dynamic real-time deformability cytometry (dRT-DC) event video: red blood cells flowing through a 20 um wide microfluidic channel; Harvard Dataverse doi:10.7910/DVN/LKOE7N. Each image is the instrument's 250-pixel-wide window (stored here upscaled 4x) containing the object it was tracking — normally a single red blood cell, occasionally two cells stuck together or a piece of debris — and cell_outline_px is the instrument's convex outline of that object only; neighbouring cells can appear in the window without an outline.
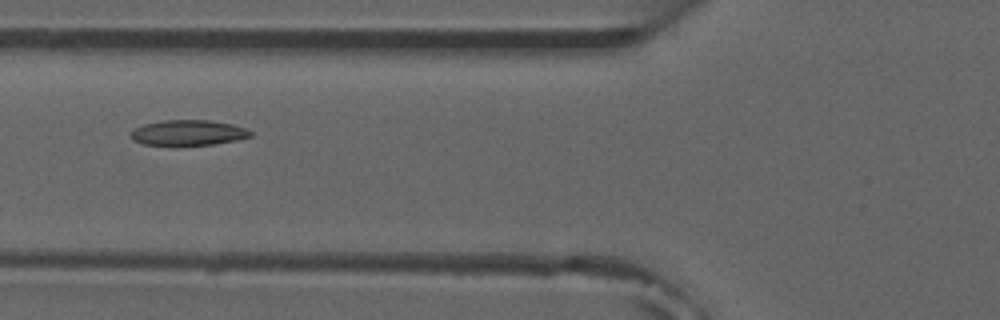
{"species": "common noctule bat (a hibernating species)", "species_latin": "Nyctalus noctula", "temperature_condition": "room temperature", "stored_images_in_passage": 6, "camera_frame_rate_fps": 3000, "um_per_image_px": 0.085, "animal": {"sex": "male", "forearm_length_mm": 52.5}, "frame": {"image": 1, "passage_image": 6, "time_ms": 6.333, "image_size_px": [1000, 320], "cell_outline_px": [[252, 136], [236, 140], [212, 144], [176, 148], [144, 144], [132, 140], [128, 132], [132, 128], [144, 124], [164, 120], [212, 120], [232, 124], [244, 128], [252, 132]], "centroid_in_image_um": [15.91, 11.32], "position_along_channel_um": 109.9, "area_um2": 18.55}}